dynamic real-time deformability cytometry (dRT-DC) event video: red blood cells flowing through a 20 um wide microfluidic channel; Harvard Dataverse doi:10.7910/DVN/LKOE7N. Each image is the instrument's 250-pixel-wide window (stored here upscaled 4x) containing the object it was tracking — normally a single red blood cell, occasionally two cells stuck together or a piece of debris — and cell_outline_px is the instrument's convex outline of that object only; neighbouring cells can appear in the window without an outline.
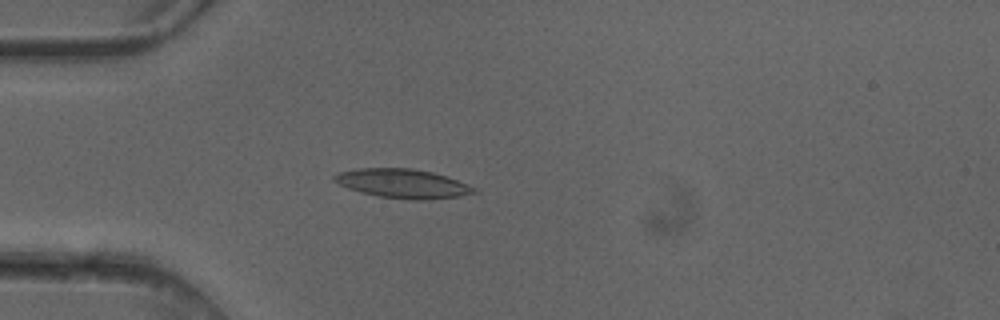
{"species": "common noctule bat (a hibernating species)", "species_latin": "Nyctalus noctula", "temperature_condition": "cold", "stored_images_in_passage": 4, "camera_frame_rate_fps": 3000, "um_per_image_px": 0.085, "animal": {"sex": "female"}, "frame": {"image": 1, "passage_image": 4, "time_ms": 1.0, "image_size_px": [1000, 320], "cell_outline_px": [[480, 192], [460, 196], [428, 200], [408, 200], [380, 196], [360, 192], [348, 188], [332, 180], [332, 176], [336, 172], [356, 168], [412, 168], [432, 172], [448, 176], [468, 184], [476, 188]], "centroid_in_image_um": [34.25, 15.6], "position_along_channel_um": 50.8, "area_um2": 24.04}}